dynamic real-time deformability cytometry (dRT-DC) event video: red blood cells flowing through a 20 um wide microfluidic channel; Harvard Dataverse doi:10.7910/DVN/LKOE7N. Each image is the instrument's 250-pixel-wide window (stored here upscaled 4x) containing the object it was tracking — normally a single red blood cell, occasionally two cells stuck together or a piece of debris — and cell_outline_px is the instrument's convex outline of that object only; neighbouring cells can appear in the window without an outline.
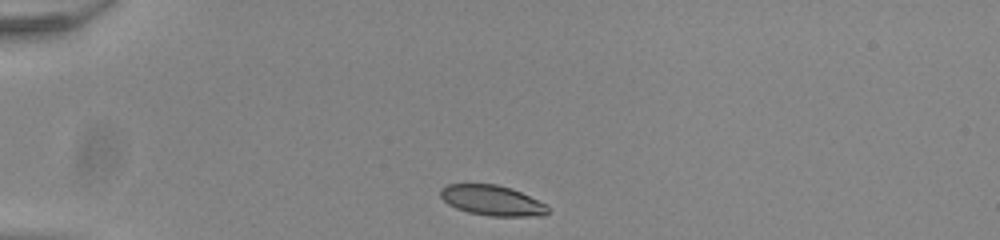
{"species": "common noctule bat (a hibernating species)", "species_latin": "Nyctalus noctula", "temperature_condition": "room temperature", "stored_images_in_passage": 4, "segment_of_instrument_passage": [1, 2], "camera_frame_rate_fps": 3000, "um_per_image_px": 0.085, "animal": {"sex": "male", "body_mass_g": 20.0, "forearm_length_mm": 53.3}, "frame": {"image": 1, "passage_image": 1, "time_ms": 0.0, "image_size_px": [1000, 240], "cell_outline_px": [[548, 212], [544, 216], [492, 216], [468, 212], [456, 208], [448, 204], [440, 196], [440, 188], [448, 184], [496, 184], [512, 188], [544, 204], [548, 208]], "centroid_in_image_um": [41.79, 17.03], "position_along_channel_um": 43.2, "area_um2": 18.79}}